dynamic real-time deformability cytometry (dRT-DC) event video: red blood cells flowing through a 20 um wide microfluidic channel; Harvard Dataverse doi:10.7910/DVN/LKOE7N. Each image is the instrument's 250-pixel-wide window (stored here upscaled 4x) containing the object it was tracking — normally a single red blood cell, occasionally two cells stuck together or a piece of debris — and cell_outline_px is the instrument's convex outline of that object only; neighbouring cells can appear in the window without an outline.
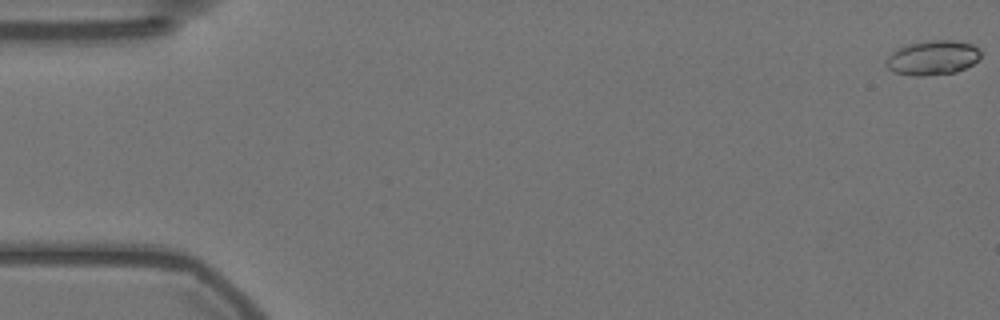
{"species": "Egyptian fruit bat (a non-hibernating species)", "species_latin": "Rousettus aegyptiacus", "temperature_condition": "warm", "stored_images_in_passage": 18, "camera_frame_rate_fps": 3000, "um_per_image_px": 0.085, "animal": {"sex": "female"}, "frame": {"image": 1, "passage_image": 1, "time_ms": 0.0, "image_size_px": [1000, 320], "cell_outline_px": [[980, 56], [972, 64], [956, 72], [924, 76], [912, 76], [892, 72], [884, 64], [888, 56], [892, 52], [908, 44], [932, 40], [952, 40], [972, 44], [980, 52]], "centroid_in_image_um": [79.23, 4.92], "position_along_channel_um": 5.8, "area_um2": 18.9}}
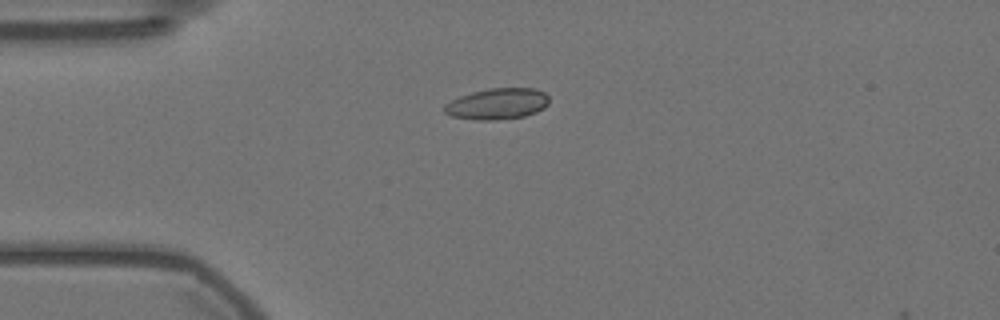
{"frame": {"image": 2, "passage_image": 15, "time_ms": 4.667, "image_size_px": [1000, 320], "cell_outline_px": [[548, 104], [544, 108], [536, 112], [524, 116], [496, 120], [476, 120], [452, 116], [444, 112], [444, 104], [460, 96], [472, 92], [488, 88], [536, 88], [544, 92], [548, 96]], "centroid_in_image_um": [42.28, 8.82], "position_along_channel_um": 42.7, "area_um2": 19.02}}